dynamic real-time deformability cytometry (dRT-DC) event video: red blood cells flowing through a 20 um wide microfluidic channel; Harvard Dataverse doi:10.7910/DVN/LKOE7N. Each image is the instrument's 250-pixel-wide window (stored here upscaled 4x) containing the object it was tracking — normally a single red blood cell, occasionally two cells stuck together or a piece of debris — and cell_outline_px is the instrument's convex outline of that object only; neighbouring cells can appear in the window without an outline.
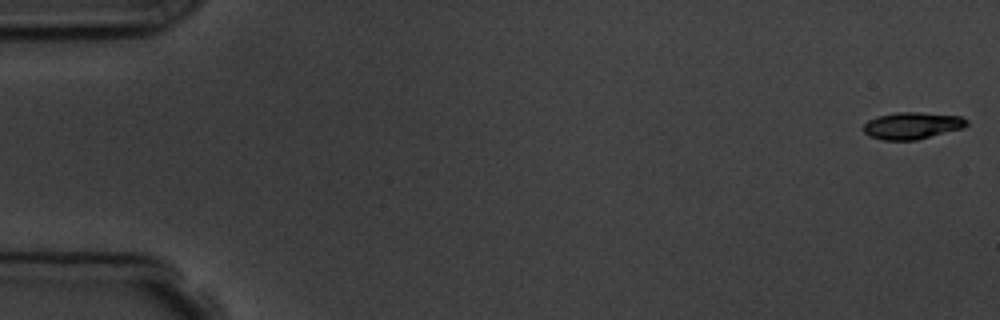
{"species": "common noctule bat (a hibernating species)", "species_latin": "Nyctalus noctula", "temperature_condition": "room temperature", "stored_images_in_passage": 6, "camera_frame_rate_fps": 3000, "um_per_image_px": 0.085, "animal": {"sex": "male", "body_mass_g": 19.5, "forearm_length_mm": 54.6}, "frame": {"image": 1, "passage_image": 1, "time_ms": 0.0, "image_size_px": [1000, 320], "cell_outline_px": [[968, 124], [964, 128], [916, 140], [884, 140], [872, 136], [864, 132], [864, 124], [868, 120], [876, 116], [896, 112], [920, 112], [960, 116], [968, 120]], "centroid_in_image_um": [77.55, 10.67], "position_along_channel_um": 7.4, "area_um2": 16.18}}
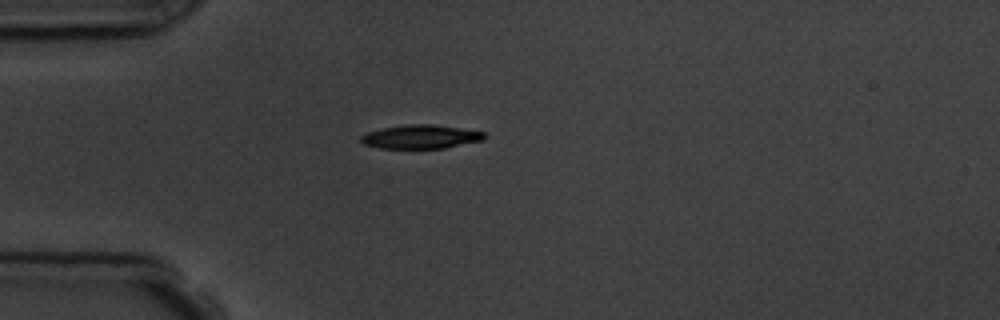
{"frame": {"image": 2, "passage_image": 5, "time_ms": 4.667, "image_size_px": [1000, 320], "cell_outline_px": [[488, 136], [484, 140], [444, 148], [380, 148], [364, 144], [360, 140], [360, 136], [368, 132], [384, 128], [408, 124], [432, 124], [484, 132]], "centroid_in_image_um": [35.79, 11.63], "position_along_channel_um": 49.2, "area_um2": 16.94}}